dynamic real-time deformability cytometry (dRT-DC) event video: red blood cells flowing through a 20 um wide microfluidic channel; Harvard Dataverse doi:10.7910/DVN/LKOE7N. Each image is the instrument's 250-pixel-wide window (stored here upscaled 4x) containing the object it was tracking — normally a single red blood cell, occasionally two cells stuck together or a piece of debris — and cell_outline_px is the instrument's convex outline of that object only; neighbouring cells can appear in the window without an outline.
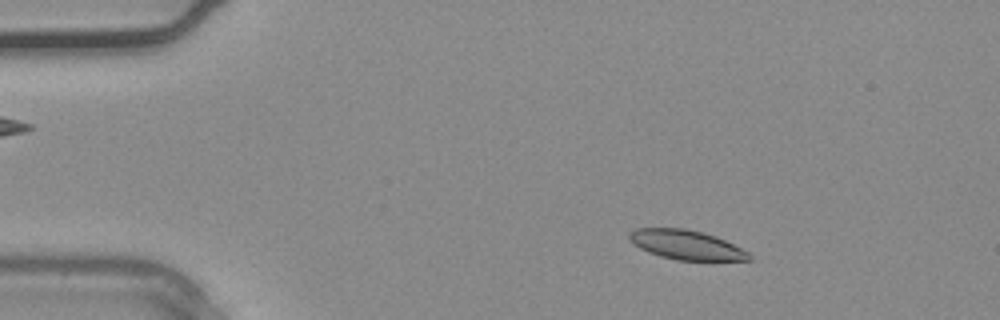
{"species": "common noctule bat (a hibernating species)", "species_latin": "Nyctalus noctula", "temperature_condition": "warm", "stored_images_in_passage": 33, "camera_frame_rate_fps": 3000, "um_per_image_px": 0.085, "animal": {"sex": "male", "body_mass_g": 20.4}, "frame": {"image": 1, "passage_image": 3, "time_ms": 0.667, "image_size_px": [1000, 320], "cell_outline_px": [[752, 260], [676, 260], [660, 256], [648, 252], [640, 248], [628, 240], [628, 232], [636, 228], [684, 228], [704, 232], [716, 236], [748, 252], [752, 256]], "centroid_in_image_um": [58.29, 20.8], "position_along_channel_um": 26.7, "area_um2": 20.58}}
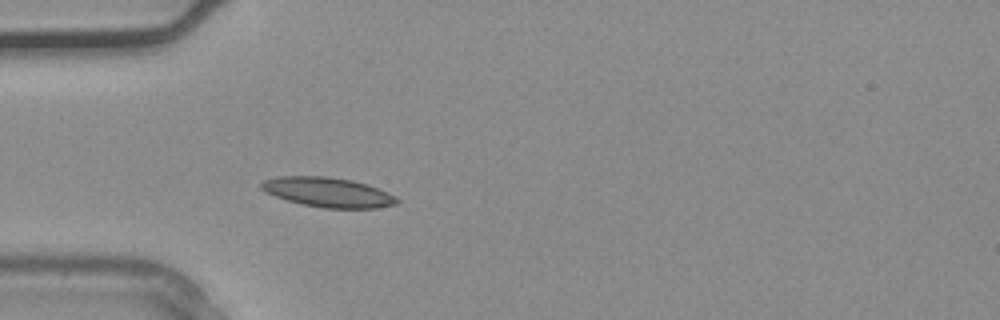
{"frame": {"image": 2, "passage_image": 8, "time_ms": 2.333, "image_size_px": [1000, 320], "cell_outline_px": [[400, 200], [396, 204], [376, 208], [324, 208], [304, 204], [288, 200], [264, 192], [260, 188], [260, 184], [264, 180], [276, 176], [328, 176], [352, 180], [368, 184], [388, 192], [396, 196]], "centroid_in_image_um": [27.89, 16.33], "position_along_channel_um": 57.1, "area_um2": 23.52}}
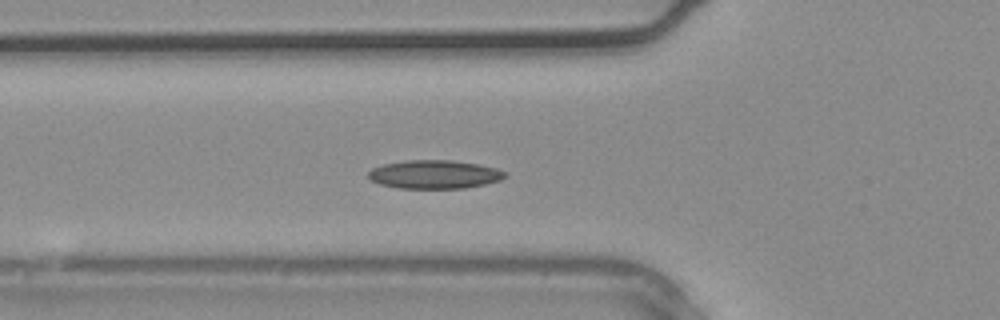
{"frame": {"image": 3, "passage_image": 10, "time_ms": 3.0, "image_size_px": [1000, 320], "cell_outline_px": [[508, 176], [500, 180], [484, 184], [464, 188], [400, 188], [380, 184], [372, 180], [368, 176], [368, 172], [372, 168], [384, 164], [408, 160], [452, 160], [480, 164], [496, 168], [508, 172]], "centroid_in_image_um": [36.97, 14.81], "position_along_channel_um": 88.8, "area_um2": 22.72}}